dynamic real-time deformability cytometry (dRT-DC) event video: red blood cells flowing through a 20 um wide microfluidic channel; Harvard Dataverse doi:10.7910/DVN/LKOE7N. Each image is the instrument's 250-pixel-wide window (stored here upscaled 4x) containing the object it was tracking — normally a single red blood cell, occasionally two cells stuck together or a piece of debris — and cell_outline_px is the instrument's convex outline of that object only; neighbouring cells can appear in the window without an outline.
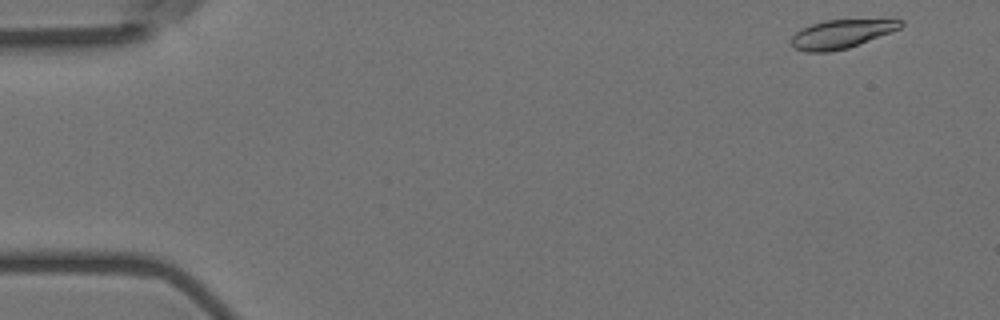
{"species": "Egyptian fruit bat (a non-hibernating species)", "species_latin": "Rousettus aegyptiacus", "temperature_condition": "room temperature", "stored_images_in_passage": 8, "camera_frame_rate_fps": 3000, "um_per_image_px": 0.085, "animal": {"sex": "female"}, "frame": {"image": 1, "passage_image": 1, "time_ms": 0.0, "image_size_px": [1000, 320], "cell_outline_px": [[904, 24], [900, 28], [848, 48], [828, 52], [804, 52], [796, 48], [792, 44], [792, 36], [796, 32], [812, 24], [824, 20], [904, 20]], "centroid_in_image_um": [71.49, 2.9], "position_along_channel_um": 13.5, "area_um2": 17.8}}